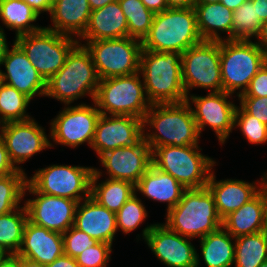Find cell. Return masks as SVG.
<instances>
[{
	"instance_id": "ffe728a7",
	"label": "cell",
	"mask_w": 267,
	"mask_h": 267,
	"mask_svg": "<svg viewBox=\"0 0 267 267\" xmlns=\"http://www.w3.org/2000/svg\"><path fill=\"white\" fill-rule=\"evenodd\" d=\"M4 65L5 71L0 69L3 82L16 88L29 98L44 96L46 94V81L41 77L36 68L31 64L22 48L14 41L12 49H8L0 66Z\"/></svg>"
},
{
	"instance_id": "f35d334b",
	"label": "cell",
	"mask_w": 267,
	"mask_h": 267,
	"mask_svg": "<svg viewBox=\"0 0 267 267\" xmlns=\"http://www.w3.org/2000/svg\"><path fill=\"white\" fill-rule=\"evenodd\" d=\"M234 127L240 128L242 135L251 144L259 145L267 142V125L248 114L241 106L236 108Z\"/></svg>"
},
{
	"instance_id": "681fc988",
	"label": "cell",
	"mask_w": 267,
	"mask_h": 267,
	"mask_svg": "<svg viewBox=\"0 0 267 267\" xmlns=\"http://www.w3.org/2000/svg\"><path fill=\"white\" fill-rule=\"evenodd\" d=\"M256 5L257 19L262 23L267 21V0H252Z\"/></svg>"
},
{
	"instance_id": "277c9868",
	"label": "cell",
	"mask_w": 267,
	"mask_h": 267,
	"mask_svg": "<svg viewBox=\"0 0 267 267\" xmlns=\"http://www.w3.org/2000/svg\"><path fill=\"white\" fill-rule=\"evenodd\" d=\"M202 41L194 7L167 8L154 15L152 26L141 44L142 50L182 54Z\"/></svg>"
},
{
	"instance_id": "ba28073f",
	"label": "cell",
	"mask_w": 267,
	"mask_h": 267,
	"mask_svg": "<svg viewBox=\"0 0 267 267\" xmlns=\"http://www.w3.org/2000/svg\"><path fill=\"white\" fill-rule=\"evenodd\" d=\"M200 150L199 145L159 146L152 151V164L186 189L206 187L216 162Z\"/></svg>"
},
{
	"instance_id": "d590c367",
	"label": "cell",
	"mask_w": 267,
	"mask_h": 267,
	"mask_svg": "<svg viewBox=\"0 0 267 267\" xmlns=\"http://www.w3.org/2000/svg\"><path fill=\"white\" fill-rule=\"evenodd\" d=\"M25 171L0 176V215L7 214L21 207L27 183Z\"/></svg>"
},
{
	"instance_id": "ac0fdd59",
	"label": "cell",
	"mask_w": 267,
	"mask_h": 267,
	"mask_svg": "<svg viewBox=\"0 0 267 267\" xmlns=\"http://www.w3.org/2000/svg\"><path fill=\"white\" fill-rule=\"evenodd\" d=\"M99 159L108 178L136 185L152 164V151L142 137L135 145L107 151Z\"/></svg>"
},
{
	"instance_id": "6125c7cd",
	"label": "cell",
	"mask_w": 267,
	"mask_h": 267,
	"mask_svg": "<svg viewBox=\"0 0 267 267\" xmlns=\"http://www.w3.org/2000/svg\"><path fill=\"white\" fill-rule=\"evenodd\" d=\"M259 267H267V261L262 263Z\"/></svg>"
},
{
	"instance_id": "c3c4849f",
	"label": "cell",
	"mask_w": 267,
	"mask_h": 267,
	"mask_svg": "<svg viewBox=\"0 0 267 267\" xmlns=\"http://www.w3.org/2000/svg\"><path fill=\"white\" fill-rule=\"evenodd\" d=\"M255 42L267 57V21L263 22Z\"/></svg>"
},
{
	"instance_id": "7a4b0ae2",
	"label": "cell",
	"mask_w": 267,
	"mask_h": 267,
	"mask_svg": "<svg viewBox=\"0 0 267 267\" xmlns=\"http://www.w3.org/2000/svg\"><path fill=\"white\" fill-rule=\"evenodd\" d=\"M139 72L142 75L147 99L151 104L186 101L180 53L142 50Z\"/></svg>"
},
{
	"instance_id": "94428289",
	"label": "cell",
	"mask_w": 267,
	"mask_h": 267,
	"mask_svg": "<svg viewBox=\"0 0 267 267\" xmlns=\"http://www.w3.org/2000/svg\"><path fill=\"white\" fill-rule=\"evenodd\" d=\"M264 188L267 190V173H264Z\"/></svg>"
},
{
	"instance_id": "5bb4252c",
	"label": "cell",
	"mask_w": 267,
	"mask_h": 267,
	"mask_svg": "<svg viewBox=\"0 0 267 267\" xmlns=\"http://www.w3.org/2000/svg\"><path fill=\"white\" fill-rule=\"evenodd\" d=\"M142 236L152 253L167 267H200L199 253L190 239L163 223L143 228Z\"/></svg>"
},
{
	"instance_id": "8d00e7d4",
	"label": "cell",
	"mask_w": 267,
	"mask_h": 267,
	"mask_svg": "<svg viewBox=\"0 0 267 267\" xmlns=\"http://www.w3.org/2000/svg\"><path fill=\"white\" fill-rule=\"evenodd\" d=\"M262 22L257 19L256 5L247 0L233 11L232 39L252 40L260 33Z\"/></svg>"
},
{
	"instance_id": "60d3db41",
	"label": "cell",
	"mask_w": 267,
	"mask_h": 267,
	"mask_svg": "<svg viewBox=\"0 0 267 267\" xmlns=\"http://www.w3.org/2000/svg\"><path fill=\"white\" fill-rule=\"evenodd\" d=\"M111 252V244L98 242L92 247H87L75 259L79 267H107Z\"/></svg>"
},
{
	"instance_id": "9a60e30c",
	"label": "cell",
	"mask_w": 267,
	"mask_h": 267,
	"mask_svg": "<svg viewBox=\"0 0 267 267\" xmlns=\"http://www.w3.org/2000/svg\"><path fill=\"white\" fill-rule=\"evenodd\" d=\"M232 94L226 92H210L205 96L189 94L186 102L191 106V110L196 121L197 129L201 132L209 126L215 132L221 145L225 144L232 130L235 129V111L237 105L228 100ZM194 104V108L192 105ZM233 102V103H232Z\"/></svg>"
},
{
	"instance_id": "5b68a950",
	"label": "cell",
	"mask_w": 267,
	"mask_h": 267,
	"mask_svg": "<svg viewBox=\"0 0 267 267\" xmlns=\"http://www.w3.org/2000/svg\"><path fill=\"white\" fill-rule=\"evenodd\" d=\"M182 236L203 238L222 227L213 195L207 187L186 189L182 199L166 213L164 223Z\"/></svg>"
},
{
	"instance_id": "be15d7a7",
	"label": "cell",
	"mask_w": 267,
	"mask_h": 267,
	"mask_svg": "<svg viewBox=\"0 0 267 267\" xmlns=\"http://www.w3.org/2000/svg\"><path fill=\"white\" fill-rule=\"evenodd\" d=\"M3 83V79H2V75H1V71H0V86L2 85Z\"/></svg>"
},
{
	"instance_id": "3957f363",
	"label": "cell",
	"mask_w": 267,
	"mask_h": 267,
	"mask_svg": "<svg viewBox=\"0 0 267 267\" xmlns=\"http://www.w3.org/2000/svg\"><path fill=\"white\" fill-rule=\"evenodd\" d=\"M100 78L90 52L77 44L68 54L64 66L46 82L45 96L72 105L84 96L94 101Z\"/></svg>"
},
{
	"instance_id": "83f0119b",
	"label": "cell",
	"mask_w": 267,
	"mask_h": 267,
	"mask_svg": "<svg viewBox=\"0 0 267 267\" xmlns=\"http://www.w3.org/2000/svg\"><path fill=\"white\" fill-rule=\"evenodd\" d=\"M197 28L203 40L221 41L232 39L233 11L222 3L194 5ZM225 32L228 36L222 37Z\"/></svg>"
},
{
	"instance_id": "4316f807",
	"label": "cell",
	"mask_w": 267,
	"mask_h": 267,
	"mask_svg": "<svg viewBox=\"0 0 267 267\" xmlns=\"http://www.w3.org/2000/svg\"><path fill=\"white\" fill-rule=\"evenodd\" d=\"M267 207V190L263 188L254 198L222 220V227L234 238L263 231Z\"/></svg>"
},
{
	"instance_id": "f5cc1de1",
	"label": "cell",
	"mask_w": 267,
	"mask_h": 267,
	"mask_svg": "<svg viewBox=\"0 0 267 267\" xmlns=\"http://www.w3.org/2000/svg\"><path fill=\"white\" fill-rule=\"evenodd\" d=\"M4 32H5L4 29L0 26V63L2 59L5 57L7 50L9 49V45L6 39V34Z\"/></svg>"
},
{
	"instance_id": "4fadbf2b",
	"label": "cell",
	"mask_w": 267,
	"mask_h": 267,
	"mask_svg": "<svg viewBox=\"0 0 267 267\" xmlns=\"http://www.w3.org/2000/svg\"><path fill=\"white\" fill-rule=\"evenodd\" d=\"M64 106L56 118L51 120L49 138L57 145L77 148L88 143L91 147L96 124L101 115L96 104L90 106L79 103L75 106Z\"/></svg>"
},
{
	"instance_id": "816d5d0a",
	"label": "cell",
	"mask_w": 267,
	"mask_h": 267,
	"mask_svg": "<svg viewBox=\"0 0 267 267\" xmlns=\"http://www.w3.org/2000/svg\"><path fill=\"white\" fill-rule=\"evenodd\" d=\"M168 8H191L194 7L196 0H166Z\"/></svg>"
},
{
	"instance_id": "ab89813d",
	"label": "cell",
	"mask_w": 267,
	"mask_h": 267,
	"mask_svg": "<svg viewBox=\"0 0 267 267\" xmlns=\"http://www.w3.org/2000/svg\"><path fill=\"white\" fill-rule=\"evenodd\" d=\"M64 254L76 258L87 247H92L98 241L74 225L62 234Z\"/></svg>"
},
{
	"instance_id": "44dd1931",
	"label": "cell",
	"mask_w": 267,
	"mask_h": 267,
	"mask_svg": "<svg viewBox=\"0 0 267 267\" xmlns=\"http://www.w3.org/2000/svg\"><path fill=\"white\" fill-rule=\"evenodd\" d=\"M261 178L259 184L232 178L217 181L212 170L206 187L213 195L219 217L223 220L254 198L264 188V176Z\"/></svg>"
},
{
	"instance_id": "e7e4bbea",
	"label": "cell",
	"mask_w": 267,
	"mask_h": 267,
	"mask_svg": "<svg viewBox=\"0 0 267 267\" xmlns=\"http://www.w3.org/2000/svg\"><path fill=\"white\" fill-rule=\"evenodd\" d=\"M51 1V5H53L54 3L58 2L59 0H50Z\"/></svg>"
},
{
	"instance_id": "f6af8a7d",
	"label": "cell",
	"mask_w": 267,
	"mask_h": 267,
	"mask_svg": "<svg viewBox=\"0 0 267 267\" xmlns=\"http://www.w3.org/2000/svg\"><path fill=\"white\" fill-rule=\"evenodd\" d=\"M26 2L34 11L40 15L41 13L51 12L52 5L50 0H23Z\"/></svg>"
},
{
	"instance_id": "cb8c5ba5",
	"label": "cell",
	"mask_w": 267,
	"mask_h": 267,
	"mask_svg": "<svg viewBox=\"0 0 267 267\" xmlns=\"http://www.w3.org/2000/svg\"><path fill=\"white\" fill-rule=\"evenodd\" d=\"M91 12L88 0H59L49 14L53 25L45 28L79 39L87 29Z\"/></svg>"
},
{
	"instance_id": "1f68e13d",
	"label": "cell",
	"mask_w": 267,
	"mask_h": 267,
	"mask_svg": "<svg viewBox=\"0 0 267 267\" xmlns=\"http://www.w3.org/2000/svg\"><path fill=\"white\" fill-rule=\"evenodd\" d=\"M267 261V240L263 232L235 238L234 267H259Z\"/></svg>"
},
{
	"instance_id": "74e56055",
	"label": "cell",
	"mask_w": 267,
	"mask_h": 267,
	"mask_svg": "<svg viewBox=\"0 0 267 267\" xmlns=\"http://www.w3.org/2000/svg\"><path fill=\"white\" fill-rule=\"evenodd\" d=\"M135 193L116 212L117 230L129 234L137 229L147 218L148 213L142 200Z\"/></svg>"
},
{
	"instance_id": "6f0895ef",
	"label": "cell",
	"mask_w": 267,
	"mask_h": 267,
	"mask_svg": "<svg viewBox=\"0 0 267 267\" xmlns=\"http://www.w3.org/2000/svg\"><path fill=\"white\" fill-rule=\"evenodd\" d=\"M219 2L220 0H196L195 4H214Z\"/></svg>"
},
{
	"instance_id": "8fae6325",
	"label": "cell",
	"mask_w": 267,
	"mask_h": 267,
	"mask_svg": "<svg viewBox=\"0 0 267 267\" xmlns=\"http://www.w3.org/2000/svg\"><path fill=\"white\" fill-rule=\"evenodd\" d=\"M182 79L186 95L193 88L223 92L220 41L203 40L181 54Z\"/></svg>"
},
{
	"instance_id": "9f6ffc18",
	"label": "cell",
	"mask_w": 267,
	"mask_h": 267,
	"mask_svg": "<svg viewBox=\"0 0 267 267\" xmlns=\"http://www.w3.org/2000/svg\"><path fill=\"white\" fill-rule=\"evenodd\" d=\"M20 267H45V265L25 257H20Z\"/></svg>"
},
{
	"instance_id": "6da1fadb",
	"label": "cell",
	"mask_w": 267,
	"mask_h": 267,
	"mask_svg": "<svg viewBox=\"0 0 267 267\" xmlns=\"http://www.w3.org/2000/svg\"><path fill=\"white\" fill-rule=\"evenodd\" d=\"M148 126L153 129H148L150 133L146 131ZM199 137L191 106L186 101L151 104L143 119V138L151 151L159 146L198 145Z\"/></svg>"
},
{
	"instance_id": "d6a6232c",
	"label": "cell",
	"mask_w": 267,
	"mask_h": 267,
	"mask_svg": "<svg viewBox=\"0 0 267 267\" xmlns=\"http://www.w3.org/2000/svg\"><path fill=\"white\" fill-rule=\"evenodd\" d=\"M27 220L28 214L24 205L0 215V247L7 253H18Z\"/></svg>"
},
{
	"instance_id": "2e32d148",
	"label": "cell",
	"mask_w": 267,
	"mask_h": 267,
	"mask_svg": "<svg viewBox=\"0 0 267 267\" xmlns=\"http://www.w3.org/2000/svg\"><path fill=\"white\" fill-rule=\"evenodd\" d=\"M26 192L36 195V198L24 201L30 222L62 234L74 225L78 201L37 192L28 182L24 197Z\"/></svg>"
},
{
	"instance_id": "e575fe53",
	"label": "cell",
	"mask_w": 267,
	"mask_h": 267,
	"mask_svg": "<svg viewBox=\"0 0 267 267\" xmlns=\"http://www.w3.org/2000/svg\"><path fill=\"white\" fill-rule=\"evenodd\" d=\"M128 24V36L143 40L148 34L154 13L141 0H118Z\"/></svg>"
},
{
	"instance_id": "f546056e",
	"label": "cell",
	"mask_w": 267,
	"mask_h": 267,
	"mask_svg": "<svg viewBox=\"0 0 267 267\" xmlns=\"http://www.w3.org/2000/svg\"><path fill=\"white\" fill-rule=\"evenodd\" d=\"M199 241L200 255L207 267H231L234 265L235 238L223 227H219Z\"/></svg>"
},
{
	"instance_id": "f1b7e54d",
	"label": "cell",
	"mask_w": 267,
	"mask_h": 267,
	"mask_svg": "<svg viewBox=\"0 0 267 267\" xmlns=\"http://www.w3.org/2000/svg\"><path fill=\"white\" fill-rule=\"evenodd\" d=\"M94 168L90 196L110 211L117 212L136 193L135 185L125 180L107 178L98 183L102 172Z\"/></svg>"
},
{
	"instance_id": "db71d44e",
	"label": "cell",
	"mask_w": 267,
	"mask_h": 267,
	"mask_svg": "<svg viewBox=\"0 0 267 267\" xmlns=\"http://www.w3.org/2000/svg\"><path fill=\"white\" fill-rule=\"evenodd\" d=\"M246 1L247 0H220V3H222L228 9L234 11Z\"/></svg>"
},
{
	"instance_id": "680465c9",
	"label": "cell",
	"mask_w": 267,
	"mask_h": 267,
	"mask_svg": "<svg viewBox=\"0 0 267 267\" xmlns=\"http://www.w3.org/2000/svg\"><path fill=\"white\" fill-rule=\"evenodd\" d=\"M264 233V236L267 240V207H266V210H265V215H264V225H263V231Z\"/></svg>"
},
{
	"instance_id": "836d02e7",
	"label": "cell",
	"mask_w": 267,
	"mask_h": 267,
	"mask_svg": "<svg viewBox=\"0 0 267 267\" xmlns=\"http://www.w3.org/2000/svg\"><path fill=\"white\" fill-rule=\"evenodd\" d=\"M31 100L24 93L3 82L0 86V125L32 118L26 112Z\"/></svg>"
},
{
	"instance_id": "ee69618b",
	"label": "cell",
	"mask_w": 267,
	"mask_h": 267,
	"mask_svg": "<svg viewBox=\"0 0 267 267\" xmlns=\"http://www.w3.org/2000/svg\"><path fill=\"white\" fill-rule=\"evenodd\" d=\"M17 169L11 163L5 144L0 137V176L15 173Z\"/></svg>"
},
{
	"instance_id": "e0dca14e",
	"label": "cell",
	"mask_w": 267,
	"mask_h": 267,
	"mask_svg": "<svg viewBox=\"0 0 267 267\" xmlns=\"http://www.w3.org/2000/svg\"><path fill=\"white\" fill-rule=\"evenodd\" d=\"M0 137L5 144L11 163L20 171L24 170L19 164H23L43 149L54 147L45 129L33 117L0 125Z\"/></svg>"
},
{
	"instance_id": "11a10c76",
	"label": "cell",
	"mask_w": 267,
	"mask_h": 267,
	"mask_svg": "<svg viewBox=\"0 0 267 267\" xmlns=\"http://www.w3.org/2000/svg\"><path fill=\"white\" fill-rule=\"evenodd\" d=\"M91 10H96L98 8H102L105 5L115 2L117 0H88Z\"/></svg>"
},
{
	"instance_id": "f907efd6",
	"label": "cell",
	"mask_w": 267,
	"mask_h": 267,
	"mask_svg": "<svg viewBox=\"0 0 267 267\" xmlns=\"http://www.w3.org/2000/svg\"><path fill=\"white\" fill-rule=\"evenodd\" d=\"M0 267H20V256L17 253H8L1 261Z\"/></svg>"
},
{
	"instance_id": "91938a15",
	"label": "cell",
	"mask_w": 267,
	"mask_h": 267,
	"mask_svg": "<svg viewBox=\"0 0 267 267\" xmlns=\"http://www.w3.org/2000/svg\"><path fill=\"white\" fill-rule=\"evenodd\" d=\"M8 253L2 248L0 247V263L1 261L5 258V256L7 255Z\"/></svg>"
},
{
	"instance_id": "7bdbcfd3",
	"label": "cell",
	"mask_w": 267,
	"mask_h": 267,
	"mask_svg": "<svg viewBox=\"0 0 267 267\" xmlns=\"http://www.w3.org/2000/svg\"><path fill=\"white\" fill-rule=\"evenodd\" d=\"M239 97H267V62L251 79L248 88Z\"/></svg>"
},
{
	"instance_id": "7dc6e473",
	"label": "cell",
	"mask_w": 267,
	"mask_h": 267,
	"mask_svg": "<svg viewBox=\"0 0 267 267\" xmlns=\"http://www.w3.org/2000/svg\"><path fill=\"white\" fill-rule=\"evenodd\" d=\"M148 10L154 14L160 13L168 8L166 0H141Z\"/></svg>"
},
{
	"instance_id": "d4e9b609",
	"label": "cell",
	"mask_w": 267,
	"mask_h": 267,
	"mask_svg": "<svg viewBox=\"0 0 267 267\" xmlns=\"http://www.w3.org/2000/svg\"><path fill=\"white\" fill-rule=\"evenodd\" d=\"M124 37H128V24L117 0L91 12L87 29L78 43L81 40L94 41Z\"/></svg>"
},
{
	"instance_id": "603a6c76",
	"label": "cell",
	"mask_w": 267,
	"mask_h": 267,
	"mask_svg": "<svg viewBox=\"0 0 267 267\" xmlns=\"http://www.w3.org/2000/svg\"><path fill=\"white\" fill-rule=\"evenodd\" d=\"M17 254L42 265L52 263L64 254L62 233L51 231L27 220Z\"/></svg>"
},
{
	"instance_id": "8992f818",
	"label": "cell",
	"mask_w": 267,
	"mask_h": 267,
	"mask_svg": "<svg viewBox=\"0 0 267 267\" xmlns=\"http://www.w3.org/2000/svg\"><path fill=\"white\" fill-rule=\"evenodd\" d=\"M267 62L259 46L251 40L220 41V65L223 91L239 97L251 79Z\"/></svg>"
},
{
	"instance_id": "484cf974",
	"label": "cell",
	"mask_w": 267,
	"mask_h": 267,
	"mask_svg": "<svg viewBox=\"0 0 267 267\" xmlns=\"http://www.w3.org/2000/svg\"><path fill=\"white\" fill-rule=\"evenodd\" d=\"M185 190L186 188L172 175L161 171L153 164L135 185L136 193L139 191L153 201L167 202V213L182 199Z\"/></svg>"
},
{
	"instance_id": "9c48e42d",
	"label": "cell",
	"mask_w": 267,
	"mask_h": 267,
	"mask_svg": "<svg viewBox=\"0 0 267 267\" xmlns=\"http://www.w3.org/2000/svg\"><path fill=\"white\" fill-rule=\"evenodd\" d=\"M31 64L47 82L65 64L78 39L50 31L45 27L37 32L15 37Z\"/></svg>"
},
{
	"instance_id": "7402d4cb",
	"label": "cell",
	"mask_w": 267,
	"mask_h": 267,
	"mask_svg": "<svg viewBox=\"0 0 267 267\" xmlns=\"http://www.w3.org/2000/svg\"><path fill=\"white\" fill-rule=\"evenodd\" d=\"M74 226L98 242L113 244L117 230L116 213L91 196L78 202Z\"/></svg>"
},
{
	"instance_id": "30bf717a",
	"label": "cell",
	"mask_w": 267,
	"mask_h": 267,
	"mask_svg": "<svg viewBox=\"0 0 267 267\" xmlns=\"http://www.w3.org/2000/svg\"><path fill=\"white\" fill-rule=\"evenodd\" d=\"M97 74L101 79L129 76L139 72L141 40L132 37L86 41Z\"/></svg>"
},
{
	"instance_id": "b9f144b4",
	"label": "cell",
	"mask_w": 267,
	"mask_h": 267,
	"mask_svg": "<svg viewBox=\"0 0 267 267\" xmlns=\"http://www.w3.org/2000/svg\"><path fill=\"white\" fill-rule=\"evenodd\" d=\"M238 100L248 114L267 125V97H238Z\"/></svg>"
},
{
	"instance_id": "52a82bcc",
	"label": "cell",
	"mask_w": 267,
	"mask_h": 267,
	"mask_svg": "<svg viewBox=\"0 0 267 267\" xmlns=\"http://www.w3.org/2000/svg\"><path fill=\"white\" fill-rule=\"evenodd\" d=\"M141 73L101 79L93 103L103 115L144 119L150 109Z\"/></svg>"
},
{
	"instance_id": "bcb514c9",
	"label": "cell",
	"mask_w": 267,
	"mask_h": 267,
	"mask_svg": "<svg viewBox=\"0 0 267 267\" xmlns=\"http://www.w3.org/2000/svg\"><path fill=\"white\" fill-rule=\"evenodd\" d=\"M45 267H79V265L77 264L75 258L63 254L52 263L45 265Z\"/></svg>"
},
{
	"instance_id": "4dcf8cb0",
	"label": "cell",
	"mask_w": 267,
	"mask_h": 267,
	"mask_svg": "<svg viewBox=\"0 0 267 267\" xmlns=\"http://www.w3.org/2000/svg\"><path fill=\"white\" fill-rule=\"evenodd\" d=\"M39 16L23 0H0V19L7 29L15 30V37L43 29L33 25Z\"/></svg>"
},
{
	"instance_id": "d6986e66",
	"label": "cell",
	"mask_w": 267,
	"mask_h": 267,
	"mask_svg": "<svg viewBox=\"0 0 267 267\" xmlns=\"http://www.w3.org/2000/svg\"><path fill=\"white\" fill-rule=\"evenodd\" d=\"M143 137V119L134 116L103 115L98 118L91 148L98 158L105 152L135 145Z\"/></svg>"
},
{
	"instance_id": "7c38bea8",
	"label": "cell",
	"mask_w": 267,
	"mask_h": 267,
	"mask_svg": "<svg viewBox=\"0 0 267 267\" xmlns=\"http://www.w3.org/2000/svg\"><path fill=\"white\" fill-rule=\"evenodd\" d=\"M93 167L51 165L36 170L27 182L40 193L82 201L90 196Z\"/></svg>"
}]
</instances>
